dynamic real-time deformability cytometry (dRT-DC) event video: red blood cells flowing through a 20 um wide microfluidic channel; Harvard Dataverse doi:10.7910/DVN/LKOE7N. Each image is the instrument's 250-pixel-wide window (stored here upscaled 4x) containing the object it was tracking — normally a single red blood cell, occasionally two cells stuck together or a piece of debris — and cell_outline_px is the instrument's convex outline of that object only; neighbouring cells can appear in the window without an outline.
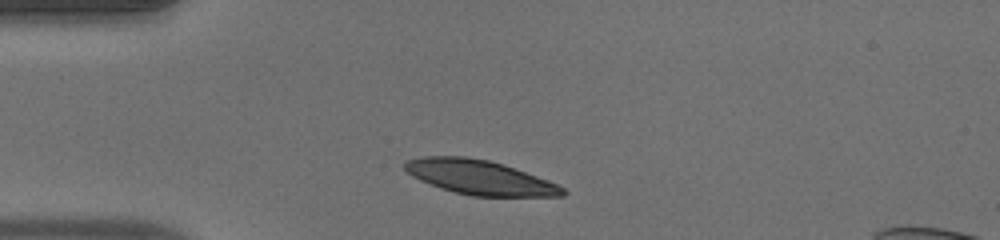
{"species": "human", "species_latin": "Homo sapiens", "temperature_condition": "warm", "stored_images_in_passage": 39, "camera_frame_rate_fps": 3000, "um_per_image_px": 0.085, "donor": {"sex": "male"}, "frame": {"image": 1, "passage_image": 1, "time_ms": 0.0, "image_size_px": [1000, 240], "cell_outline_px": [[568, 192], [564, 196], [472, 196], [456, 192], [420, 180], [412, 176], [404, 168], [404, 164], [408, 160], [424, 156], [464, 156], [488, 160], [548, 180], [564, 188]], "centroid_in_image_um": [40.78, 15.08], "position_along_channel_um": 44.2, "area_um2": 31.04}}
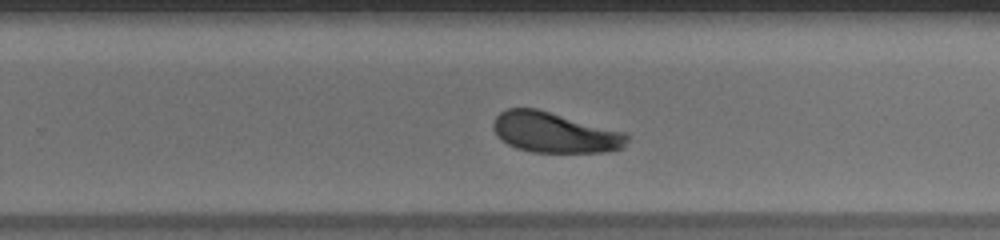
{"frame": {"image": 2, "passage_image": 21, "time_ms": 6.667, "image_size_px": [1000, 240], "cell_outline_px": [[628, 140], [624, 148], [608, 152], [532, 152], [516, 148], [500, 140], [496, 136], [492, 128], [492, 124], [496, 116], [500, 112], [508, 108], [536, 108], [624, 132], [628, 136]], "centroid_in_image_um": [47.11, 11.27], "position_along_channel_um": 282.7, "area_um2": 31.62}}
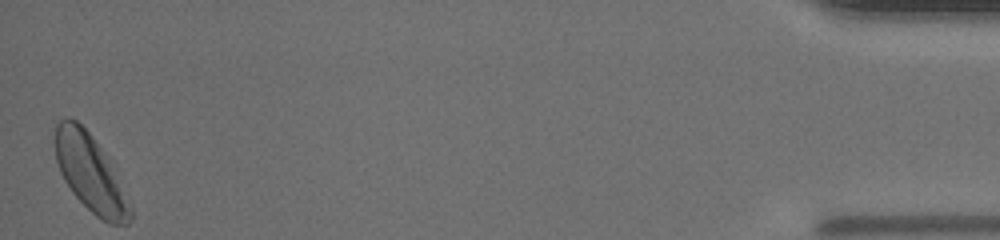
{"frame": {"image": 3, "passage_image": 39, "time_ms": 12.667, "image_size_px": [1000, 240], "cell_outline_px": [[132, 220], [128, 224], [108, 224], [96, 216], [72, 192], [64, 180], [60, 172], [56, 160], [56, 124], [60, 120], [68, 116], [76, 120], [92, 136], [108, 156], [132, 212]], "centroid_in_image_um": [7.67, 14.72], "position_along_channel_um": 427.5, "area_um2": 33.12}, "authors_computed_cell_mechanics": {"area_um2": 32.0212, "velocity_mm_per_s": 3.9333, "shape_relaxation_time_tau1_ms": 2.0109, "shape_relaxation_time_tau2_ms": null, "deformation_change_tau1": 0.1179, "deformation_change_tau2": null}}